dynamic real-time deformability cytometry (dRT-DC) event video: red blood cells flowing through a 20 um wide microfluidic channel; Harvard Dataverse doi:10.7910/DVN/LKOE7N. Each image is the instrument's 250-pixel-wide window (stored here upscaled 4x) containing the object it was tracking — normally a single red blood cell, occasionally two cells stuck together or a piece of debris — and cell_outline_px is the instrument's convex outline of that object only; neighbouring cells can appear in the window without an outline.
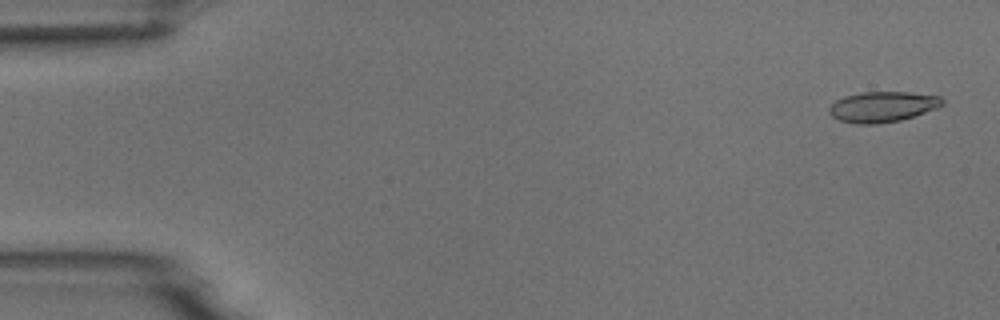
{"species": "common noctule bat (a hibernating species)", "species_latin": "Nyctalus noctula", "temperature_condition": "room temperature", "stored_images_in_passage": 6, "camera_frame_rate_fps": 3000, "um_per_image_px": 0.085, "animal": {"sex": "male", "body_mass_g": 18.8}, "frame": {"image": 1, "passage_image": 1, "time_ms": 0.0, "image_size_px": [1000, 320], "cell_outline_px": [[944, 104], [936, 108], [900, 120], [876, 124], [856, 124], [840, 120], [832, 116], [828, 112], [828, 108], [836, 100], [844, 96], [860, 92], [912, 92], [940, 96], [944, 100]], "centroid_in_image_um": [75.0, 9.06], "position_along_channel_um": 10.0, "area_um2": 20.11}}
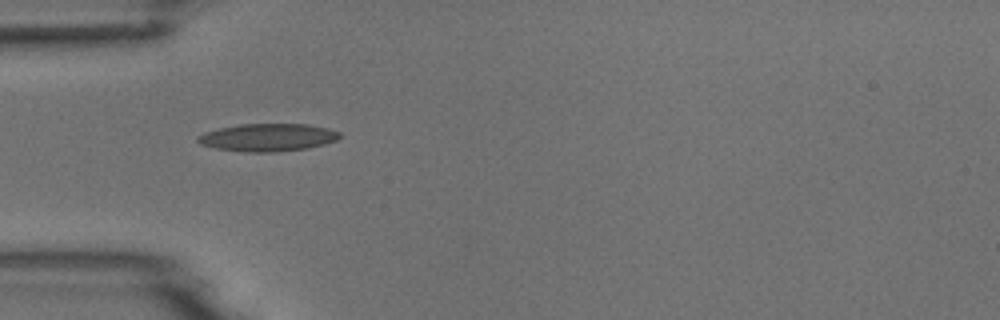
{"frame": {"image": 2, "passage_image": 5, "time_ms": 4.667, "image_size_px": [1000, 320], "cell_outline_px": [[340, 136], [336, 140], [324, 144], [308, 148], [272, 152], [248, 152], [216, 148], [200, 144], [196, 140], [196, 136], [204, 132], [220, 128], [240, 124], [308, 124], [328, 128], [340, 132]], "centroid_in_image_um": [22.75, 11.67], "position_along_channel_um": 62.3, "area_um2": 22.83}}